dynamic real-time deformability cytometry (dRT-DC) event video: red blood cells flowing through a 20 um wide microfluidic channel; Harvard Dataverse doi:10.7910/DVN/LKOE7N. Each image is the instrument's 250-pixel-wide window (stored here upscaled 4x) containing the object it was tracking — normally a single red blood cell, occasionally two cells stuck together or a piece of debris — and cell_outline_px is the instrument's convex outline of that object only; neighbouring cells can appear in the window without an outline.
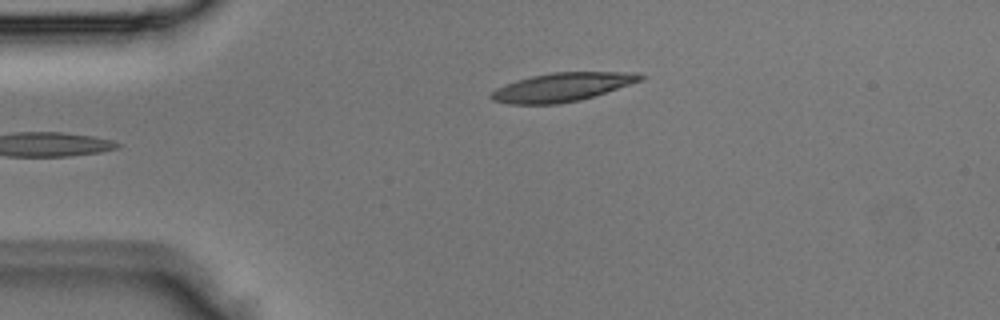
{"species": "Egyptian fruit bat (a non-hibernating species)", "species_latin": "Rousettus aegyptiacus", "temperature_condition": "room temperature", "stored_images_in_passage": 4, "camera_frame_rate_fps": 3000, "um_per_image_px": 0.085, "animal": {"sex": "male"}, "frame": {"image": 1, "passage_image": 4, "time_ms": 1.0, "image_size_px": [1000, 320], "cell_outline_px": [[644, 76], [640, 80], [580, 100], [560, 104], [508, 104], [492, 100], [488, 96], [496, 88], [516, 80], [532, 76], [552, 72], [640, 72]], "centroid_in_image_um": [47.71, 7.4], "position_along_channel_um": 37.3, "area_um2": 24.62}}